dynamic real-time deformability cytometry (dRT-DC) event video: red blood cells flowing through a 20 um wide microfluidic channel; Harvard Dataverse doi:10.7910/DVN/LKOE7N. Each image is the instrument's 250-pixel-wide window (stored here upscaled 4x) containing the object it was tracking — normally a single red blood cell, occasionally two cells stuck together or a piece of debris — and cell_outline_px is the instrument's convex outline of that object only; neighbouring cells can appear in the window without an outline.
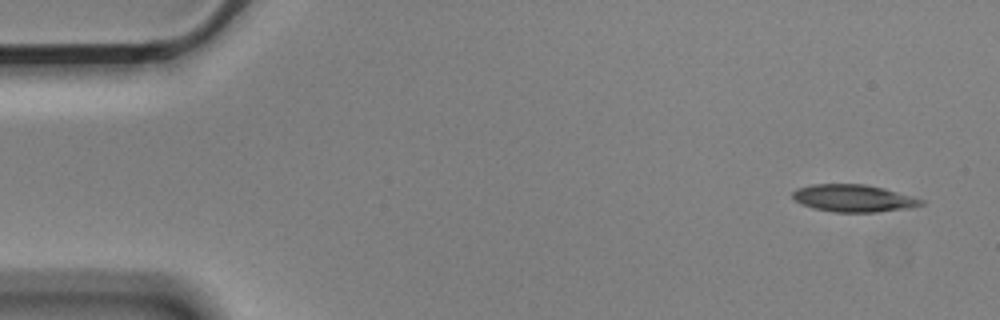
{"species": "Egyptian fruit bat (a non-hibernating species)", "species_latin": "Rousettus aegyptiacus", "temperature_condition": "cold", "stored_images_in_passage": 5, "camera_frame_rate_fps": 3000, "um_per_image_px": 0.085, "animal": {"sex": "male"}, "frame": {"image": 1, "passage_image": 1, "time_ms": 0.0, "image_size_px": [1000, 320], "cell_outline_px": [[924, 204], [912, 208], [876, 212], [836, 212], [812, 208], [800, 204], [792, 200], [792, 192], [796, 188], [812, 184], [864, 184], [884, 188], [912, 196], [924, 200]], "centroid_in_image_um": [72.52, 16.85], "position_along_channel_um": 12.5, "area_um2": 20.69}}
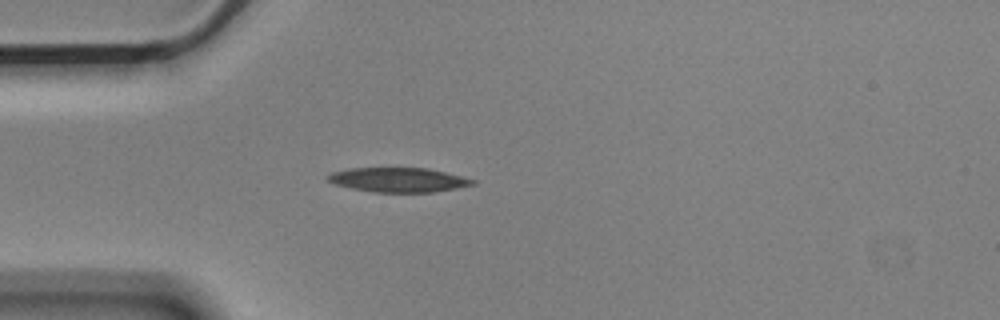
{"frame": {"image": 2, "passage_image": 4, "time_ms": 1.0, "image_size_px": [1000, 320], "cell_outline_px": [[476, 184], [456, 188], [432, 192], [372, 192], [352, 188], [336, 184], [328, 180], [324, 176], [332, 172], [348, 168], [428, 168], [476, 180]], "centroid_in_image_um": [33.84, 15.28], "position_along_channel_um": 51.2, "area_um2": 20.52}}